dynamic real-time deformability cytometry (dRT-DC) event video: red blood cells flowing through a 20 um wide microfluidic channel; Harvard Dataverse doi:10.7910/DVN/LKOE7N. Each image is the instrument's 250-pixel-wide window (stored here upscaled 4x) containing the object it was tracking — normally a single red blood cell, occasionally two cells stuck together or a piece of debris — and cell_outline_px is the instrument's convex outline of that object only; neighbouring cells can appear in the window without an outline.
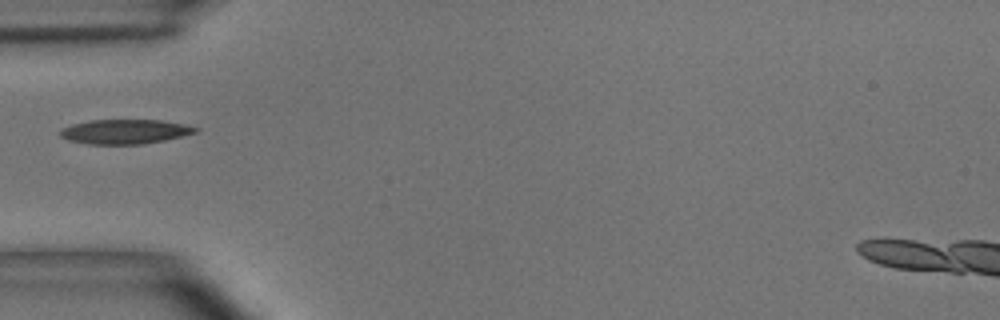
{"species": "common noctule bat (a hibernating species)", "species_latin": "Nyctalus noctula", "temperature_condition": "room temperature", "stored_images_in_passage": 17, "camera_frame_rate_fps": 3000, "um_per_image_px": 0.085, "animal": {"sex": "male", "body_mass_g": 15.6}, "frame": {"image": 1, "passage_image": 1, "time_ms": 0.0, "image_size_px": [1000, 320], "cell_outline_px": [[200, 128], [196, 132], [164, 140], [140, 144], [88, 144], [68, 140], [60, 136], [60, 128], [72, 124], [92, 120], [160, 120], [184, 124]], "centroid_in_image_um": [10.58, 11.18], "position_along_channel_um": 74.4, "area_um2": 19.19}}